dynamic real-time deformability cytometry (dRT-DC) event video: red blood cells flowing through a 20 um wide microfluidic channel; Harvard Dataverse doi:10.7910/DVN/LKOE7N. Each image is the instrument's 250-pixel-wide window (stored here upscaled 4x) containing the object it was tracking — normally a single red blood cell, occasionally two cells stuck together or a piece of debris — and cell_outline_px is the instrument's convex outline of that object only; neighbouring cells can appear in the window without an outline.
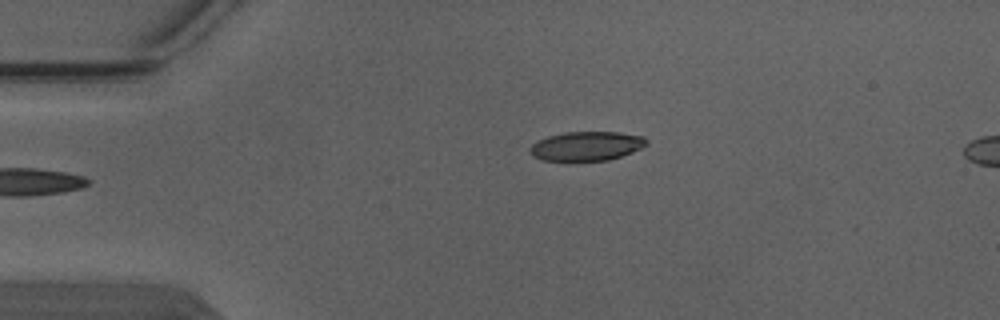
{"species": "Egyptian fruit bat (a non-hibernating species)", "species_latin": "Rousettus aegyptiacus", "temperature_condition": "warm", "stored_images_in_passage": 5, "camera_frame_rate_fps": 3000, "um_per_image_px": 0.085, "animal": {"sex": "male"}, "frame": {"image": 1, "passage_image": 5, "time_ms": 1.333, "image_size_px": [1000, 320], "cell_outline_px": [[648, 144], [632, 152], [608, 160], [540, 160], [532, 156], [528, 152], [528, 148], [536, 140], [548, 136], [564, 132], [616, 132], [644, 136], [648, 140]], "centroid_in_image_um": [49.81, 12.41], "position_along_channel_um": 35.2, "area_um2": 19.88}}